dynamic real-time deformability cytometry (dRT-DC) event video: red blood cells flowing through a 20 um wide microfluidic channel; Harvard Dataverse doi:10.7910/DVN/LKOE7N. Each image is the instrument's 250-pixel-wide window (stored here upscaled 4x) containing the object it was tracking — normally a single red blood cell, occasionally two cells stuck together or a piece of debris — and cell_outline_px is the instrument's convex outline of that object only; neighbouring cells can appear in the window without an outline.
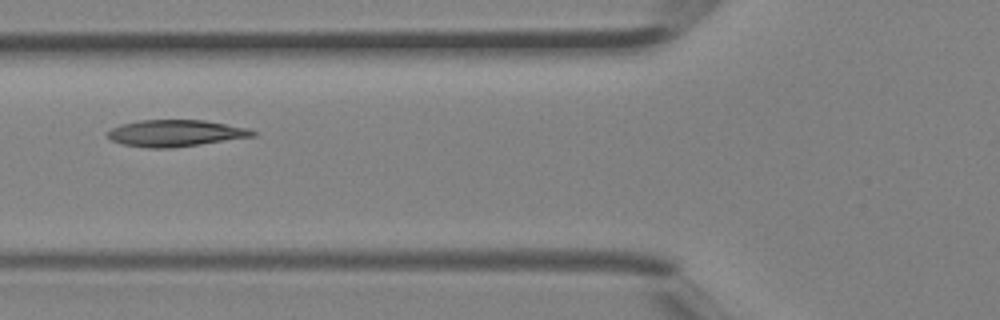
{"species": "Egyptian fruit bat (a non-hibernating species)", "species_latin": "Rousettus aegyptiacus", "temperature_condition": "room temperature", "stored_images_in_passage": 2, "camera_frame_rate_fps": 3000, "um_per_image_px": 0.085, "animal": {"sex": "female"}, "frame": {"image": 1, "passage_image": 2, "time_ms": 0.333, "image_size_px": [1000, 320], "cell_outline_px": [[256, 136], [172, 148], [148, 148], [120, 144], [112, 140], [108, 136], [108, 132], [112, 128], [120, 124], [140, 120], [204, 120], [248, 128], [256, 132]], "centroid_in_image_um": [14.91, 11.32], "position_along_channel_um": 110.9, "area_um2": 22.48}}